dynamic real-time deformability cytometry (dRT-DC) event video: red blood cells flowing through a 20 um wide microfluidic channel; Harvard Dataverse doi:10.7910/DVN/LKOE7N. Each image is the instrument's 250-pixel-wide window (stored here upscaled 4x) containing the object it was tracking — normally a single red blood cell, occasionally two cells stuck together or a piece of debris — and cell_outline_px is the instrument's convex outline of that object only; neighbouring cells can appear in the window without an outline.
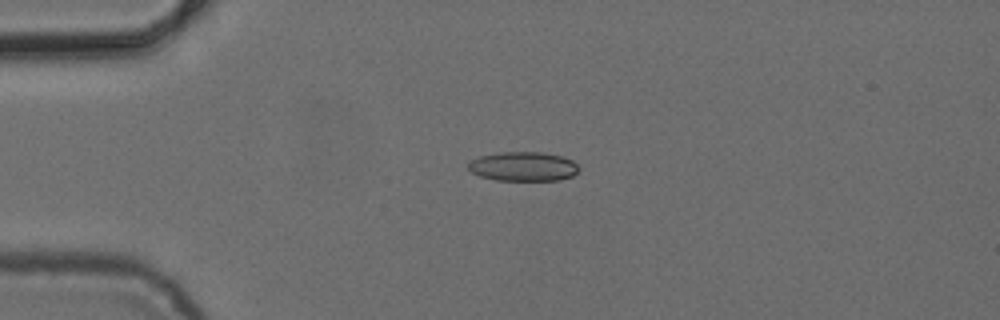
{"species": "common noctule bat (a hibernating species)", "species_latin": "Nyctalus noctula", "temperature_condition": "cold", "stored_images_in_passage": 4, "camera_frame_rate_fps": 3000, "um_per_image_px": 0.085, "animal": {"sex": "female", "body_mass_g": 24.6, "forearm_length_mm": 56.2}, "frame": {"image": 1, "passage_image": 4, "time_ms": 3.667, "image_size_px": [1000, 320], "cell_outline_px": [[580, 168], [572, 176], [560, 180], [496, 180], [480, 176], [472, 172], [468, 168], [468, 164], [472, 160], [480, 156], [500, 152], [540, 152], [560, 156], [572, 160]], "centroid_in_image_um": [44.47, 14.15], "position_along_channel_um": 40.5, "area_um2": 18.73}}